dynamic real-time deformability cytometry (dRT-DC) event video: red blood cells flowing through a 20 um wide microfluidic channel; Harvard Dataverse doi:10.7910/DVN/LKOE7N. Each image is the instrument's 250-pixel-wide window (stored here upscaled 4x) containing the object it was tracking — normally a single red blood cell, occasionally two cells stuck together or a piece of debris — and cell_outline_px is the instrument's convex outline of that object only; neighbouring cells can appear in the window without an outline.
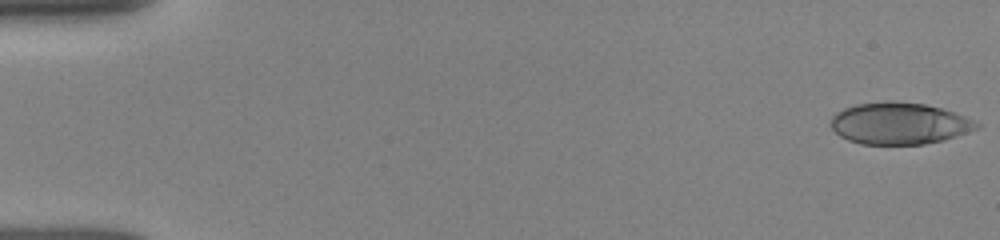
{"species": "human", "species_latin": "Homo sapiens", "temperature_condition": "room temperature", "stored_images_in_passage": 51, "camera_frame_rate_fps": 3000, "um_per_image_px": 0.085, "donor": {"sex": "female"}, "frame": {"image": 1, "passage_image": 1, "time_ms": 0.0, "image_size_px": [1000, 240], "cell_outline_px": [[980, 128], [944, 140], [924, 144], [860, 144], [848, 140], [840, 136], [832, 128], [832, 116], [836, 112], [844, 108], [856, 104], [892, 100], [924, 104], [940, 108], [976, 120], [980, 124]], "centroid_in_image_um": [76.45, 10.49], "position_along_channel_um": 8.6, "area_um2": 35.49}}
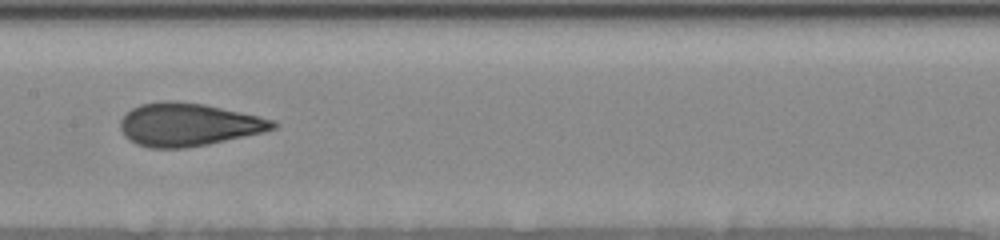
{"frame": {"image": 2, "passage_image": 26, "time_ms": 8.333, "image_size_px": [1000, 240], "cell_outline_px": [[280, 124], [276, 128], [264, 132], [208, 144], [184, 148], [148, 148], [136, 144], [124, 136], [120, 128], [120, 120], [124, 112], [140, 104], [164, 100], [176, 100], [204, 104], [276, 120]], "centroid_in_image_um": [15.98, 10.58], "position_along_channel_um": 191.4, "area_um2": 38.55}}
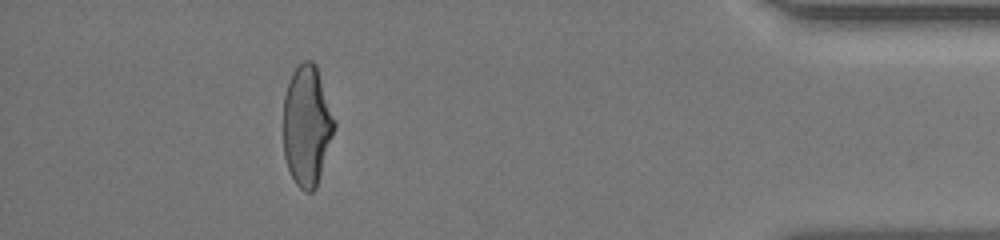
{"frame": {"image": 3, "passage_image": 46, "time_ms": 15.0, "image_size_px": [1000, 240], "cell_outline_px": [[336, 128], [316, 188], [312, 192], [304, 192], [296, 184], [288, 168], [284, 156], [284, 96], [292, 72], [304, 60], [312, 60], [316, 64], [336, 120]], "centroid_in_image_um": [26.11, 10.68], "position_along_channel_um": 409.1, "area_um2": 36.01}, "authors_computed_cell_mechanics": {"area_um2": 36.992, "velocity_mm_per_s": 3.9689, "shape_relaxation_time_tau1_ms": 4.6842, "shape_relaxation_time_tau2_ms": 0.8571, "deformation_change_tau1": 0.1772, "deformation_change_tau2": 0.0742}}